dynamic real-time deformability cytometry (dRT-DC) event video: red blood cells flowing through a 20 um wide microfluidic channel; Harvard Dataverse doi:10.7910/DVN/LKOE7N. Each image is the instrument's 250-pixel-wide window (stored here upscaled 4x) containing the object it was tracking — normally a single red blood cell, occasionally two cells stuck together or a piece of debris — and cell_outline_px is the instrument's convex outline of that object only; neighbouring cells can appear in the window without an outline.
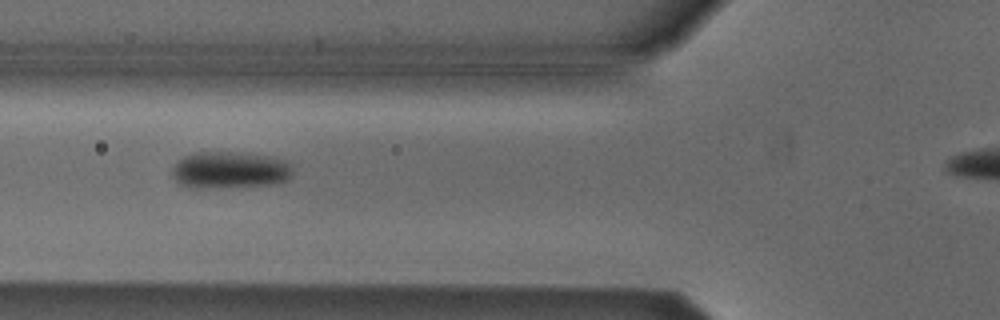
{"species": "Egyptian fruit bat (a non-hibernating species)", "species_latin": "Rousettus aegyptiacus", "temperature_condition": "cold", "stored_images_in_passage": 31, "camera_frame_rate_fps": 3000, "um_per_image_px": 0.085, "animal": {"sex": "male"}, "frame": {"image": 1, "passage_image": 4, "time_ms": 1.0, "image_size_px": [1000, 320], "cell_outline_px": [[292, 176], [288, 180], [276, 184], [200, 188], [192, 188], [180, 184], [172, 176], [172, 168], [184, 156], [192, 152], [236, 152], [272, 156], [288, 160], [292, 164]], "centroid_in_image_um": [19.59, 14.44], "position_along_channel_um": 106.2, "area_um2": 26.18}}
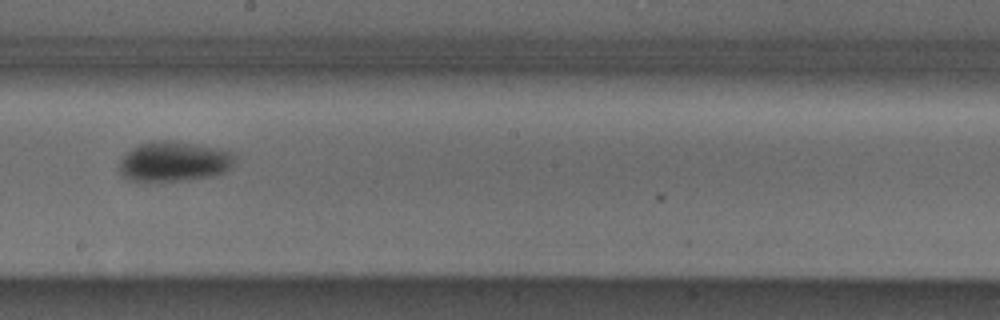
{"frame": {"image": 2, "passage_image": 14, "time_ms": 4.333, "image_size_px": [1000, 320], "cell_outline_px": [[236, 156], [232, 164], [224, 172], [216, 176], [184, 180], [128, 180], [120, 172], [120, 160], [132, 148], [140, 144], [152, 140], [168, 140], [196, 144], [236, 152]], "centroid_in_image_um": [14.82, 13.71], "position_along_channel_um": 233.4, "area_um2": 26.76}}
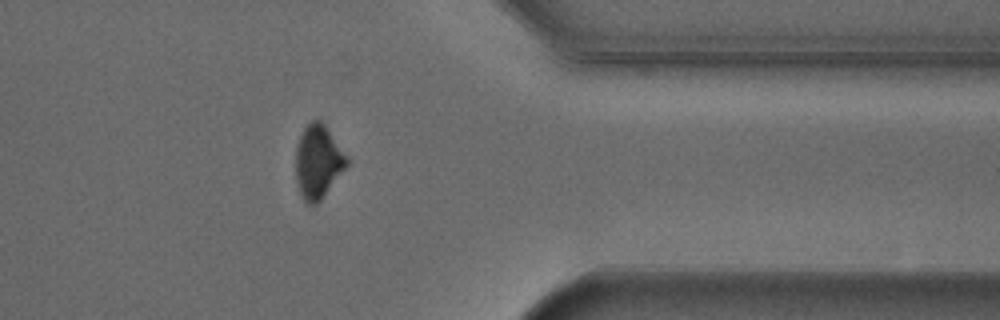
{"frame": {"image": 3, "passage_image": 27, "time_ms": 8.667, "image_size_px": [1000, 320], "cell_outline_px": [[348, 164], [320, 200], [316, 204], [308, 204], [304, 200], [300, 192], [296, 180], [296, 148], [300, 136], [304, 128], [312, 120], [320, 120], [324, 124], [348, 160]], "centroid_in_image_um": [27.0, 13.75], "position_along_channel_um": 384.4, "area_um2": 21.15}}